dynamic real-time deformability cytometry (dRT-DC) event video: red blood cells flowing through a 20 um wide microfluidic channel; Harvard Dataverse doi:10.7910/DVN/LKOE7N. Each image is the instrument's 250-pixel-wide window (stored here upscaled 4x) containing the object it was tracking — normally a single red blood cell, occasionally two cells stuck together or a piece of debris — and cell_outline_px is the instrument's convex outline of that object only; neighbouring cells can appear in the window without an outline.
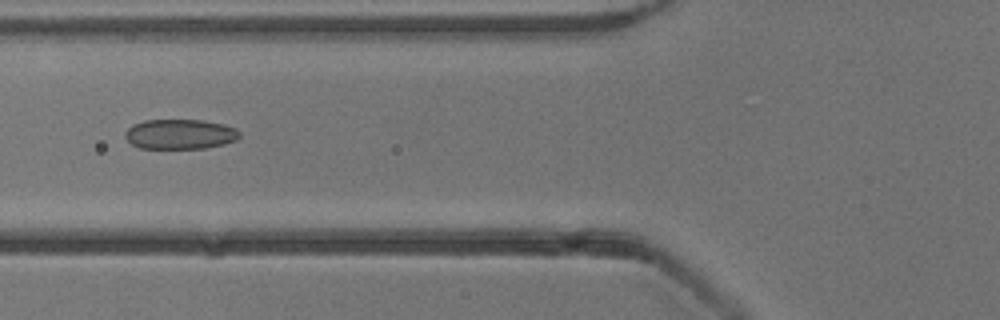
{"species": "common noctule bat (a hibernating species)", "species_latin": "Nyctalus noctula", "temperature_condition": "cold", "stored_images_in_passage": 7, "camera_frame_rate_fps": 3000, "um_per_image_px": 0.085, "animal": {"sex": "male", "body_mass_g": 13.3}, "frame": {"image": 1, "passage_image": 5, "time_ms": 4.333, "image_size_px": [1000, 320], "cell_outline_px": [[240, 136], [236, 140], [224, 144], [204, 148], [140, 148], [132, 144], [124, 136], [124, 132], [132, 124], [144, 120], [204, 120], [224, 124], [236, 128], [240, 132]], "centroid_in_image_um": [15.3, 11.39], "position_along_channel_um": 110.5, "area_um2": 20.06}}
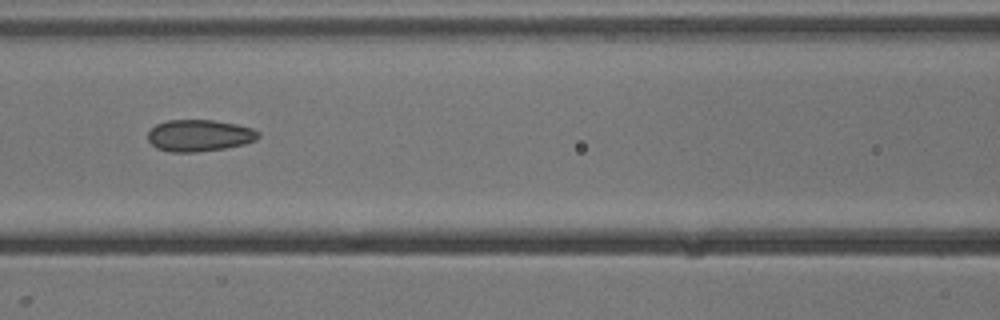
{"frame": {"image": 2, "passage_image": 6, "time_ms": 5.333, "image_size_px": [1000, 320], "cell_outline_px": [[260, 136], [256, 140], [244, 144], [224, 148], [196, 152], [172, 152], [156, 148], [148, 140], [148, 132], [156, 124], [168, 120], [212, 120], [236, 124], [252, 128], [260, 132]], "centroid_in_image_um": [16.95, 11.52], "position_along_channel_um": 149.7, "area_um2": 20.4}}
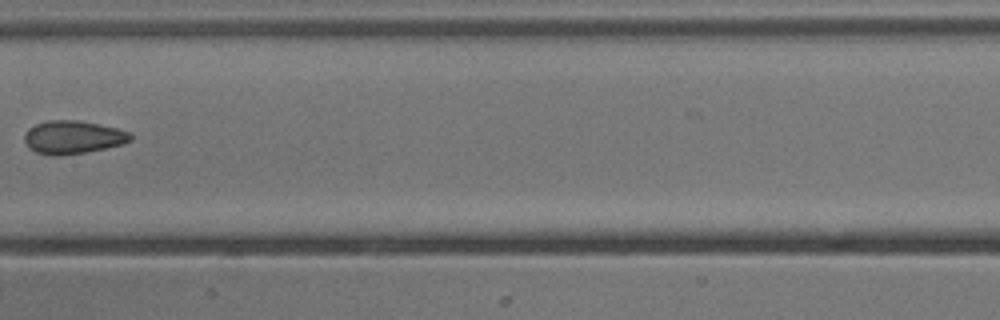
{"frame": {"image": 3, "passage_image": 7, "time_ms": 6.667, "image_size_px": [1000, 320], "cell_outline_px": [[132, 140], [120, 144], [104, 148], [84, 152], [60, 156], [52, 156], [36, 152], [24, 140], [24, 136], [28, 128], [36, 124], [48, 120], [80, 120], [116, 128], [132, 132]], "centroid_in_image_um": [6.21, 11.65], "position_along_channel_um": 201.2, "area_um2": 20.35}}